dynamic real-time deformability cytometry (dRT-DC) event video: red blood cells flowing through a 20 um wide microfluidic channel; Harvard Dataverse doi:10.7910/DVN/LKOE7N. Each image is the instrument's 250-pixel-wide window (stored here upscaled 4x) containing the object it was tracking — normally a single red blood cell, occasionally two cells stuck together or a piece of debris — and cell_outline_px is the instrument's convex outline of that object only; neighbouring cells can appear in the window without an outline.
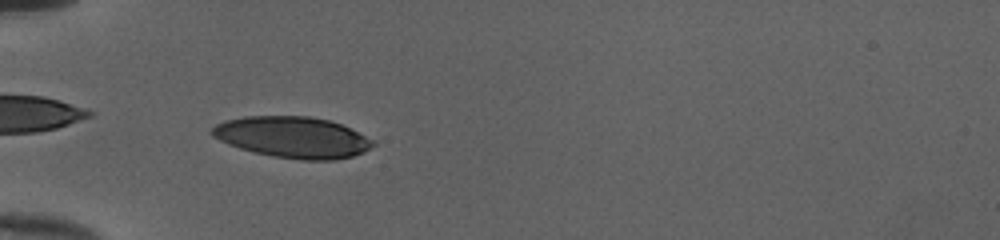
{"species": "human", "species_latin": "Homo sapiens", "temperature_condition": "cold", "stored_images_in_passage": 52, "camera_frame_rate_fps": 3000, "um_per_image_px": 0.085, "donor": {"sex": "female"}, "frame": {"image": 1, "passage_image": 18, "time_ms": 5.667, "image_size_px": [1000, 240], "cell_outline_px": [[376, 144], [364, 152], [352, 156], [336, 160], [300, 160], [272, 156], [240, 148], [228, 144], [212, 136], [208, 132], [216, 124], [228, 120], [244, 116], [308, 116], [328, 120], [340, 124], [376, 140]], "centroid_in_image_um": [24.9, 11.67], "position_along_channel_um": 60.1, "area_um2": 38.67}}
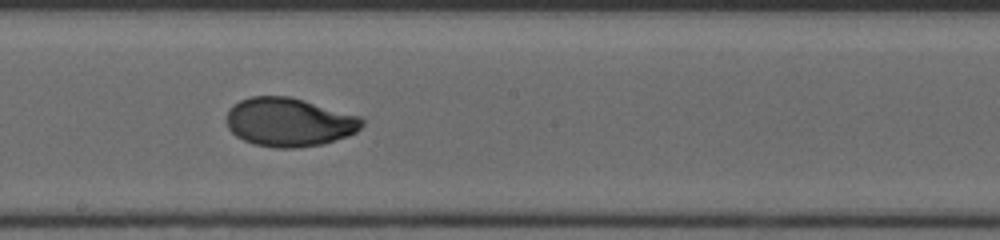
{"frame": {"image": 2, "passage_image": 31, "time_ms": 10.0, "image_size_px": [1000, 240], "cell_outline_px": [[364, 124], [356, 132], [348, 136], [324, 144], [296, 148], [276, 148], [252, 144], [236, 136], [228, 128], [228, 112], [232, 104], [240, 100], [252, 96], [288, 96], [304, 100], [360, 116], [364, 120]], "centroid_in_image_um": [24.59, 10.39], "position_along_channel_um": 223.6, "area_um2": 38.55}}
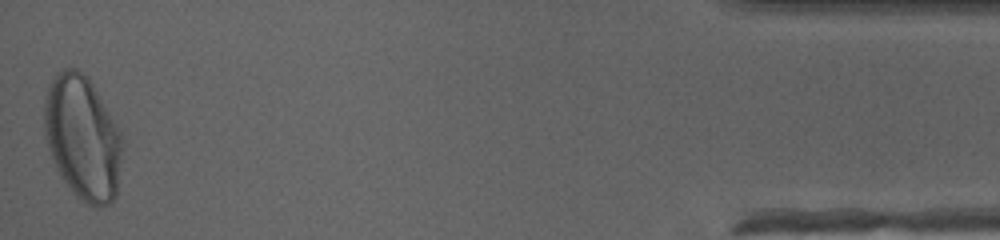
{"frame": {"image": 3, "passage_image": 52, "time_ms": 17.0, "image_size_px": [1000, 240], "cell_outline_px": [[124, 144], [116, 196], [108, 204], [96, 208], [80, 200], [72, 192], [60, 176], [56, 168], [48, 148], [44, 136], [44, 100], [48, 84], [56, 72], [64, 68], [76, 68], [88, 76], [120, 132]], "centroid_in_image_um": [7.01, 11.71], "position_along_channel_um": 428.2, "area_um2": 56.93}, "authors_computed_cell_mechanics": {"area_um2": 38.148, "velocity_mm_per_s": 4.0065, "shape_relaxation_time_tau1_ms": 4.2181, "shape_relaxation_time_tau2_ms": null, "deformation_change_tau1": 0.1877, "deformation_change_tau2": null}}